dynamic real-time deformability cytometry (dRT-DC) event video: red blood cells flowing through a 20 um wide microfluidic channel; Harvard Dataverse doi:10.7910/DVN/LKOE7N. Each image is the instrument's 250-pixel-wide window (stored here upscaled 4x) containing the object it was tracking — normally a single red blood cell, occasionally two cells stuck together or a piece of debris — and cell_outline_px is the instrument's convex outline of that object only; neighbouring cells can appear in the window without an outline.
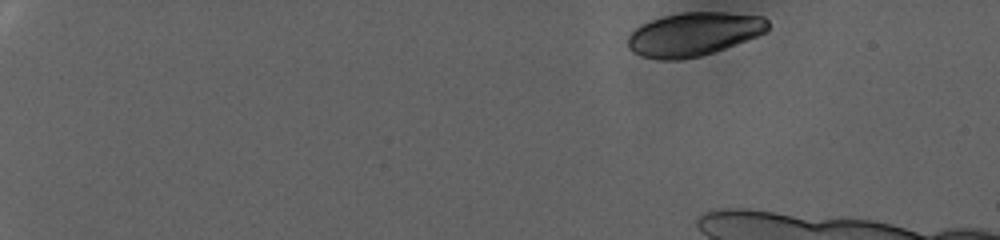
{"species": "human", "species_latin": "Homo sapiens", "temperature_condition": "warm", "stored_images_in_passage": 22, "camera_frame_rate_fps": 3000, "um_per_image_px": 0.085, "donor": {"sex": "female"}, "frame": {"image": 1, "passage_image": 1, "time_ms": 0.0, "image_size_px": [1000, 240], "cell_outline_px": [[768, 28], [764, 32], [756, 36], [724, 48], [700, 56], [680, 60], [656, 60], [640, 56], [632, 52], [628, 48], [628, 36], [640, 24], [664, 16], [680, 12], [728, 12], [764, 16], [768, 20]], "centroid_in_image_um": [58.93, 2.9], "position_along_channel_um": 26.1, "area_um2": 35.6}}
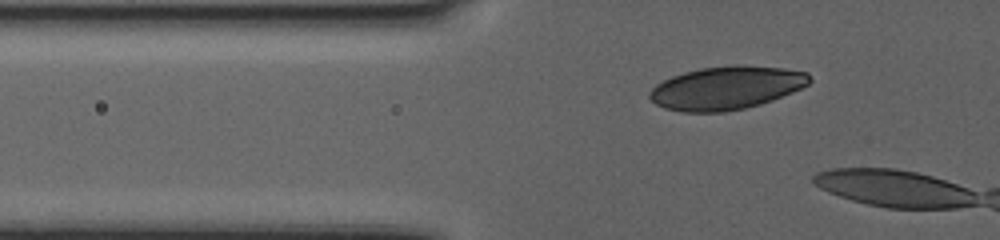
{"frame": {"image": 2, "passage_image": 19, "time_ms": 6.0, "image_size_px": [1000, 240], "cell_outline_px": [[812, 80], [808, 84], [792, 92], [772, 100], [760, 104], [744, 108], [724, 112], [684, 112], [664, 108], [656, 104], [648, 96], [648, 92], [656, 84], [672, 76], [684, 72], [700, 68], [736, 64], [784, 68], [808, 72]], "centroid_in_image_um": [61.73, 7.46], "position_along_channel_um": 64.1, "area_um2": 40.34}}